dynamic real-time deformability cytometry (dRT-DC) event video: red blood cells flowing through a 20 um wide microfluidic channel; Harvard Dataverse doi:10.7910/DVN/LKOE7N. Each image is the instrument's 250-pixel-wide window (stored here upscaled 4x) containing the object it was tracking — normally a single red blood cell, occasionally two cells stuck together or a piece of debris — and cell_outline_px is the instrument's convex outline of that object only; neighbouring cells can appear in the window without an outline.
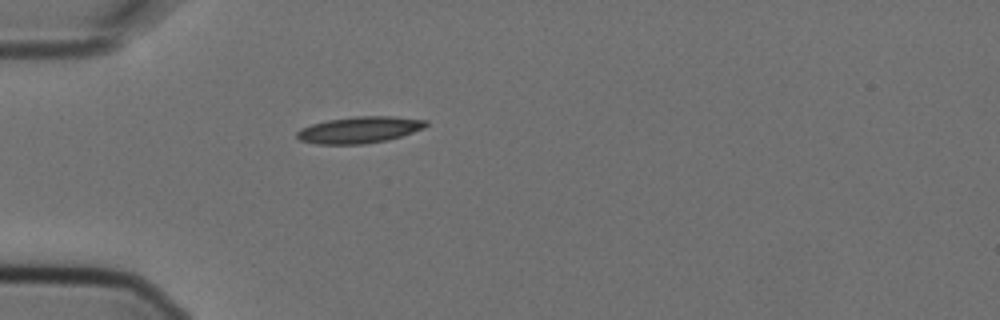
{"species": "Egyptian fruit bat (a non-hibernating species)", "species_latin": "Rousettus aegyptiacus", "temperature_condition": "cold", "stored_images_in_passage": 5, "camera_frame_rate_fps": 3000, "um_per_image_px": 0.085, "animal": {"sex": "female"}, "frame": {"image": 1, "passage_image": 5, "time_ms": 1.333, "image_size_px": [1000, 320], "cell_outline_px": [[428, 124], [424, 128], [388, 140], [364, 144], [316, 144], [300, 140], [296, 136], [296, 132], [300, 128], [312, 124], [328, 120], [356, 116], [392, 116], [428, 120]], "centroid_in_image_um": [30.55, 11.03], "position_along_channel_um": 54.5, "area_um2": 19.94}}